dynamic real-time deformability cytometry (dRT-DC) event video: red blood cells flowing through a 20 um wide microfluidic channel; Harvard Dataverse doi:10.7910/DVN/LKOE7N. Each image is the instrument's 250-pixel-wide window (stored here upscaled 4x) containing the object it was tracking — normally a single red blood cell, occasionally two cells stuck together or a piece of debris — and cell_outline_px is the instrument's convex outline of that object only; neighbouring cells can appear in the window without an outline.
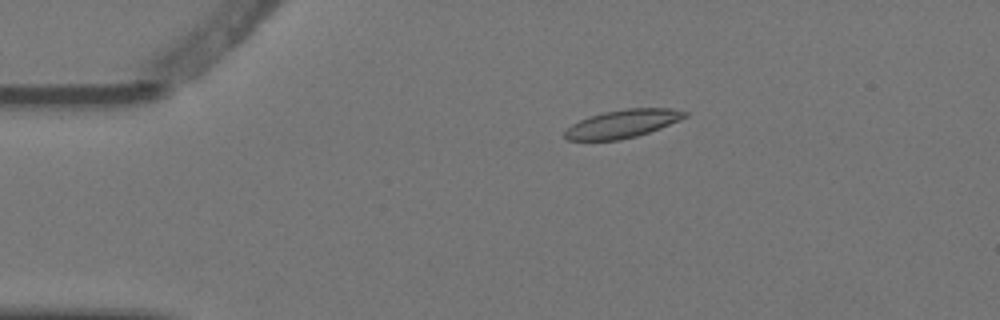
{"species": "Egyptian fruit bat (a non-hibernating species)", "species_latin": "Rousettus aegyptiacus", "temperature_condition": "warm", "stored_images_in_passage": 3, "camera_frame_rate_fps": 3000, "um_per_image_px": 0.085, "animal": {"sex": "female"}, "frame": {"image": 1, "passage_image": 1, "time_ms": 0.0, "image_size_px": [1000, 320], "cell_outline_px": [[688, 116], [680, 120], [660, 128], [636, 136], [620, 140], [568, 140], [564, 136], [564, 132], [572, 124], [580, 120], [604, 112], [628, 108], [672, 108], [688, 112]], "centroid_in_image_um": [52.95, 10.51], "position_along_channel_um": 32.0, "area_um2": 19.48}}
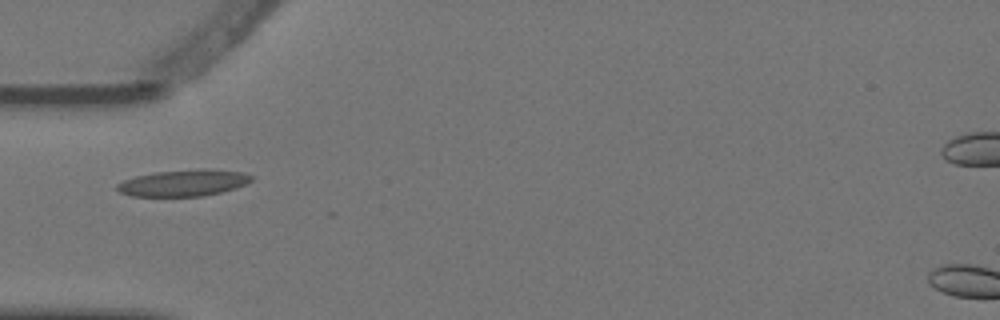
{"frame": {"image": 2, "passage_image": 3, "time_ms": 0.667, "image_size_px": [1000, 320], "cell_outline_px": [[252, 180], [236, 188], [204, 196], [132, 196], [120, 192], [116, 188], [116, 184], [124, 180], [136, 176], [156, 172], [200, 168], [204, 168], [244, 172], [252, 176]], "centroid_in_image_um": [15.6, 15.54], "position_along_channel_um": 69.4, "area_um2": 20.75}}